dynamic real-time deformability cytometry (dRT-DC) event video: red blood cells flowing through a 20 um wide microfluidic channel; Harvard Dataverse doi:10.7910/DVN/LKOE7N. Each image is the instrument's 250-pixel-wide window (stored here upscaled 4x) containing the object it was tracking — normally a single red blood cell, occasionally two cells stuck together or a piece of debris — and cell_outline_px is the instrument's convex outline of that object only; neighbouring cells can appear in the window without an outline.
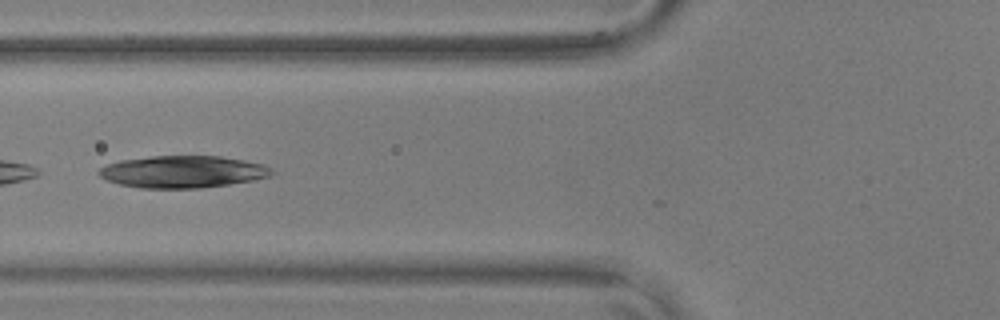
{"species": "common noctule bat (a hibernating species)", "species_latin": "Nyctalus noctula", "temperature_condition": "warm", "stored_images_in_passage": 12, "camera_frame_rate_fps": 3000, "um_per_image_px": 0.085, "animal": {"sex": "male", "body_mass_g": 17.9, "forearm_length_mm": 54.2}, "frame": {"image": 1, "passage_image": 10, "time_ms": 3.0, "image_size_px": [1000, 320], "cell_outline_px": [[276, 172], [268, 176], [252, 180], [228, 184], [200, 188], [140, 188], [120, 184], [108, 180], [100, 176], [96, 172], [100, 168], [108, 164], [120, 160], [152, 156], [220, 156], [244, 160], [264, 164], [272, 168]], "centroid_in_image_um": [15.54, 14.59], "position_along_channel_um": 110.3, "area_um2": 32.25}}